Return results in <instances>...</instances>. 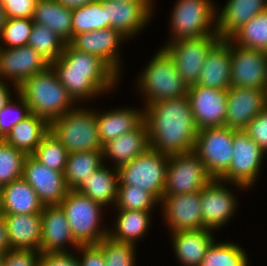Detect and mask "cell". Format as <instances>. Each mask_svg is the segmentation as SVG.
I'll list each match as a JSON object with an SVG mask.
<instances>
[{
  "instance_id": "38",
  "label": "cell",
  "mask_w": 267,
  "mask_h": 266,
  "mask_svg": "<svg viewBox=\"0 0 267 266\" xmlns=\"http://www.w3.org/2000/svg\"><path fill=\"white\" fill-rule=\"evenodd\" d=\"M110 28L106 11L98 0L72 9V37L78 33Z\"/></svg>"
},
{
  "instance_id": "47",
  "label": "cell",
  "mask_w": 267,
  "mask_h": 266,
  "mask_svg": "<svg viewBox=\"0 0 267 266\" xmlns=\"http://www.w3.org/2000/svg\"><path fill=\"white\" fill-rule=\"evenodd\" d=\"M37 0H0L6 18H31Z\"/></svg>"
},
{
  "instance_id": "49",
  "label": "cell",
  "mask_w": 267,
  "mask_h": 266,
  "mask_svg": "<svg viewBox=\"0 0 267 266\" xmlns=\"http://www.w3.org/2000/svg\"><path fill=\"white\" fill-rule=\"evenodd\" d=\"M77 249L82 254V259L78 257L80 266H106L104 255L96 245L79 246Z\"/></svg>"
},
{
  "instance_id": "14",
  "label": "cell",
  "mask_w": 267,
  "mask_h": 266,
  "mask_svg": "<svg viewBox=\"0 0 267 266\" xmlns=\"http://www.w3.org/2000/svg\"><path fill=\"white\" fill-rule=\"evenodd\" d=\"M227 184L220 179H213L200 190L203 229L218 230L235 215L238 199L231 189H227Z\"/></svg>"
},
{
  "instance_id": "33",
  "label": "cell",
  "mask_w": 267,
  "mask_h": 266,
  "mask_svg": "<svg viewBox=\"0 0 267 266\" xmlns=\"http://www.w3.org/2000/svg\"><path fill=\"white\" fill-rule=\"evenodd\" d=\"M115 227L108 230L112 239L136 245V241L146 235L151 224V211L118 210Z\"/></svg>"
},
{
  "instance_id": "8",
  "label": "cell",
  "mask_w": 267,
  "mask_h": 266,
  "mask_svg": "<svg viewBox=\"0 0 267 266\" xmlns=\"http://www.w3.org/2000/svg\"><path fill=\"white\" fill-rule=\"evenodd\" d=\"M169 156L149 148L134 160L117 168L119 185H133L150 192L159 202L166 182Z\"/></svg>"
},
{
  "instance_id": "20",
  "label": "cell",
  "mask_w": 267,
  "mask_h": 266,
  "mask_svg": "<svg viewBox=\"0 0 267 266\" xmlns=\"http://www.w3.org/2000/svg\"><path fill=\"white\" fill-rule=\"evenodd\" d=\"M106 11L110 28L126 39L133 38L152 19L151 12L143 3L130 0H99Z\"/></svg>"
},
{
  "instance_id": "51",
  "label": "cell",
  "mask_w": 267,
  "mask_h": 266,
  "mask_svg": "<svg viewBox=\"0 0 267 266\" xmlns=\"http://www.w3.org/2000/svg\"><path fill=\"white\" fill-rule=\"evenodd\" d=\"M10 86L6 84L5 81L0 80V112L5 107V105L12 99V96L9 90Z\"/></svg>"
},
{
  "instance_id": "5",
  "label": "cell",
  "mask_w": 267,
  "mask_h": 266,
  "mask_svg": "<svg viewBox=\"0 0 267 266\" xmlns=\"http://www.w3.org/2000/svg\"><path fill=\"white\" fill-rule=\"evenodd\" d=\"M69 223L74 240L80 246L96 245L108 235L101 227L103 206L76 190H69L59 203Z\"/></svg>"
},
{
  "instance_id": "13",
  "label": "cell",
  "mask_w": 267,
  "mask_h": 266,
  "mask_svg": "<svg viewBox=\"0 0 267 266\" xmlns=\"http://www.w3.org/2000/svg\"><path fill=\"white\" fill-rule=\"evenodd\" d=\"M231 87L267 90V52L244 48L230 40Z\"/></svg>"
},
{
  "instance_id": "25",
  "label": "cell",
  "mask_w": 267,
  "mask_h": 266,
  "mask_svg": "<svg viewBox=\"0 0 267 266\" xmlns=\"http://www.w3.org/2000/svg\"><path fill=\"white\" fill-rule=\"evenodd\" d=\"M266 9L267 0H228L221 12L217 10L218 36L229 39L239 28Z\"/></svg>"
},
{
  "instance_id": "46",
  "label": "cell",
  "mask_w": 267,
  "mask_h": 266,
  "mask_svg": "<svg viewBox=\"0 0 267 266\" xmlns=\"http://www.w3.org/2000/svg\"><path fill=\"white\" fill-rule=\"evenodd\" d=\"M244 131L267 153V107L247 125Z\"/></svg>"
},
{
  "instance_id": "19",
  "label": "cell",
  "mask_w": 267,
  "mask_h": 266,
  "mask_svg": "<svg viewBox=\"0 0 267 266\" xmlns=\"http://www.w3.org/2000/svg\"><path fill=\"white\" fill-rule=\"evenodd\" d=\"M171 232L196 231L203 229L200 191L162 196L160 203Z\"/></svg>"
},
{
  "instance_id": "3",
  "label": "cell",
  "mask_w": 267,
  "mask_h": 266,
  "mask_svg": "<svg viewBox=\"0 0 267 266\" xmlns=\"http://www.w3.org/2000/svg\"><path fill=\"white\" fill-rule=\"evenodd\" d=\"M18 93L28 104L30 113L49 123L76 107L51 65L25 80Z\"/></svg>"
},
{
  "instance_id": "11",
  "label": "cell",
  "mask_w": 267,
  "mask_h": 266,
  "mask_svg": "<svg viewBox=\"0 0 267 266\" xmlns=\"http://www.w3.org/2000/svg\"><path fill=\"white\" fill-rule=\"evenodd\" d=\"M266 153L244 130L234 129L233 157L228 171L220 180L248 189L255 185Z\"/></svg>"
},
{
  "instance_id": "44",
  "label": "cell",
  "mask_w": 267,
  "mask_h": 266,
  "mask_svg": "<svg viewBox=\"0 0 267 266\" xmlns=\"http://www.w3.org/2000/svg\"><path fill=\"white\" fill-rule=\"evenodd\" d=\"M18 103L13 98L5 105L0 112V139H4L11 128L30 114L29 106L17 92Z\"/></svg>"
},
{
  "instance_id": "10",
  "label": "cell",
  "mask_w": 267,
  "mask_h": 266,
  "mask_svg": "<svg viewBox=\"0 0 267 266\" xmlns=\"http://www.w3.org/2000/svg\"><path fill=\"white\" fill-rule=\"evenodd\" d=\"M213 178L199 156L192 150L169 156L163 196L198 192Z\"/></svg>"
},
{
  "instance_id": "22",
  "label": "cell",
  "mask_w": 267,
  "mask_h": 266,
  "mask_svg": "<svg viewBox=\"0 0 267 266\" xmlns=\"http://www.w3.org/2000/svg\"><path fill=\"white\" fill-rule=\"evenodd\" d=\"M40 252H68L66 244L77 250L80 246L71 233L67 217L59 205L44 206L41 212Z\"/></svg>"
},
{
  "instance_id": "21",
  "label": "cell",
  "mask_w": 267,
  "mask_h": 266,
  "mask_svg": "<svg viewBox=\"0 0 267 266\" xmlns=\"http://www.w3.org/2000/svg\"><path fill=\"white\" fill-rule=\"evenodd\" d=\"M122 40L126 39L117 30L103 28L78 33L68 43L79 51L100 57L120 76L122 62L118 48Z\"/></svg>"
},
{
  "instance_id": "55",
  "label": "cell",
  "mask_w": 267,
  "mask_h": 266,
  "mask_svg": "<svg viewBox=\"0 0 267 266\" xmlns=\"http://www.w3.org/2000/svg\"><path fill=\"white\" fill-rule=\"evenodd\" d=\"M2 212V186H0V215Z\"/></svg>"
},
{
  "instance_id": "42",
  "label": "cell",
  "mask_w": 267,
  "mask_h": 266,
  "mask_svg": "<svg viewBox=\"0 0 267 266\" xmlns=\"http://www.w3.org/2000/svg\"><path fill=\"white\" fill-rule=\"evenodd\" d=\"M96 246L102 251L106 266H134L136 245L104 237Z\"/></svg>"
},
{
  "instance_id": "36",
  "label": "cell",
  "mask_w": 267,
  "mask_h": 266,
  "mask_svg": "<svg viewBox=\"0 0 267 266\" xmlns=\"http://www.w3.org/2000/svg\"><path fill=\"white\" fill-rule=\"evenodd\" d=\"M66 42L49 27L34 23L27 46L32 47L50 64L63 53Z\"/></svg>"
},
{
  "instance_id": "45",
  "label": "cell",
  "mask_w": 267,
  "mask_h": 266,
  "mask_svg": "<svg viewBox=\"0 0 267 266\" xmlns=\"http://www.w3.org/2000/svg\"><path fill=\"white\" fill-rule=\"evenodd\" d=\"M41 252L11 249L3 256V266H41Z\"/></svg>"
},
{
  "instance_id": "28",
  "label": "cell",
  "mask_w": 267,
  "mask_h": 266,
  "mask_svg": "<svg viewBox=\"0 0 267 266\" xmlns=\"http://www.w3.org/2000/svg\"><path fill=\"white\" fill-rule=\"evenodd\" d=\"M99 138L102 145L125 133L136 129L144 121L143 108H116L105 112H96Z\"/></svg>"
},
{
  "instance_id": "18",
  "label": "cell",
  "mask_w": 267,
  "mask_h": 266,
  "mask_svg": "<svg viewBox=\"0 0 267 266\" xmlns=\"http://www.w3.org/2000/svg\"><path fill=\"white\" fill-rule=\"evenodd\" d=\"M267 107V90L230 87L227 90L225 126L244 130Z\"/></svg>"
},
{
  "instance_id": "12",
  "label": "cell",
  "mask_w": 267,
  "mask_h": 266,
  "mask_svg": "<svg viewBox=\"0 0 267 266\" xmlns=\"http://www.w3.org/2000/svg\"><path fill=\"white\" fill-rule=\"evenodd\" d=\"M220 39L218 35L181 39L164 44L163 49L173 59L183 82L191 87L197 84L208 52Z\"/></svg>"
},
{
  "instance_id": "37",
  "label": "cell",
  "mask_w": 267,
  "mask_h": 266,
  "mask_svg": "<svg viewBox=\"0 0 267 266\" xmlns=\"http://www.w3.org/2000/svg\"><path fill=\"white\" fill-rule=\"evenodd\" d=\"M215 242L207 250L200 266H249L242 247L231 242Z\"/></svg>"
},
{
  "instance_id": "34",
  "label": "cell",
  "mask_w": 267,
  "mask_h": 266,
  "mask_svg": "<svg viewBox=\"0 0 267 266\" xmlns=\"http://www.w3.org/2000/svg\"><path fill=\"white\" fill-rule=\"evenodd\" d=\"M103 162L102 150L69 153L64 171L68 189L75 190L92 172L104 165Z\"/></svg>"
},
{
  "instance_id": "48",
  "label": "cell",
  "mask_w": 267,
  "mask_h": 266,
  "mask_svg": "<svg viewBox=\"0 0 267 266\" xmlns=\"http://www.w3.org/2000/svg\"><path fill=\"white\" fill-rule=\"evenodd\" d=\"M41 266H80L78 256L68 252L41 253Z\"/></svg>"
},
{
  "instance_id": "40",
  "label": "cell",
  "mask_w": 267,
  "mask_h": 266,
  "mask_svg": "<svg viewBox=\"0 0 267 266\" xmlns=\"http://www.w3.org/2000/svg\"><path fill=\"white\" fill-rule=\"evenodd\" d=\"M160 202L148 191L133 185H118L117 210L151 211Z\"/></svg>"
},
{
  "instance_id": "52",
  "label": "cell",
  "mask_w": 267,
  "mask_h": 266,
  "mask_svg": "<svg viewBox=\"0 0 267 266\" xmlns=\"http://www.w3.org/2000/svg\"><path fill=\"white\" fill-rule=\"evenodd\" d=\"M60 4L70 8V9H74V8H78L81 7L83 5L89 4V3H93L96 2L98 0H57Z\"/></svg>"
},
{
  "instance_id": "4",
  "label": "cell",
  "mask_w": 267,
  "mask_h": 266,
  "mask_svg": "<svg viewBox=\"0 0 267 266\" xmlns=\"http://www.w3.org/2000/svg\"><path fill=\"white\" fill-rule=\"evenodd\" d=\"M148 63L137 80V88L145 96V105L187 95L188 86L162 47Z\"/></svg>"
},
{
  "instance_id": "27",
  "label": "cell",
  "mask_w": 267,
  "mask_h": 266,
  "mask_svg": "<svg viewBox=\"0 0 267 266\" xmlns=\"http://www.w3.org/2000/svg\"><path fill=\"white\" fill-rule=\"evenodd\" d=\"M212 232L208 229L171 232V243L178 261L183 266H200L207 250L215 241Z\"/></svg>"
},
{
  "instance_id": "2",
  "label": "cell",
  "mask_w": 267,
  "mask_h": 266,
  "mask_svg": "<svg viewBox=\"0 0 267 266\" xmlns=\"http://www.w3.org/2000/svg\"><path fill=\"white\" fill-rule=\"evenodd\" d=\"M51 66L75 103L110 92L120 78L100 57L79 51L69 43Z\"/></svg>"
},
{
  "instance_id": "9",
  "label": "cell",
  "mask_w": 267,
  "mask_h": 266,
  "mask_svg": "<svg viewBox=\"0 0 267 266\" xmlns=\"http://www.w3.org/2000/svg\"><path fill=\"white\" fill-rule=\"evenodd\" d=\"M233 138L234 129L226 126L198 130L193 151L199 156L213 179H220L230 167Z\"/></svg>"
},
{
  "instance_id": "50",
  "label": "cell",
  "mask_w": 267,
  "mask_h": 266,
  "mask_svg": "<svg viewBox=\"0 0 267 266\" xmlns=\"http://www.w3.org/2000/svg\"><path fill=\"white\" fill-rule=\"evenodd\" d=\"M9 250H11V246L8 239L5 220L3 216L0 215V253L5 254Z\"/></svg>"
},
{
  "instance_id": "17",
  "label": "cell",
  "mask_w": 267,
  "mask_h": 266,
  "mask_svg": "<svg viewBox=\"0 0 267 266\" xmlns=\"http://www.w3.org/2000/svg\"><path fill=\"white\" fill-rule=\"evenodd\" d=\"M187 97L198 129L225 126L227 90L193 85Z\"/></svg>"
},
{
  "instance_id": "39",
  "label": "cell",
  "mask_w": 267,
  "mask_h": 266,
  "mask_svg": "<svg viewBox=\"0 0 267 266\" xmlns=\"http://www.w3.org/2000/svg\"><path fill=\"white\" fill-rule=\"evenodd\" d=\"M68 154V150L62 145L58 138L49 131L37 146L32 156L50 169L64 172Z\"/></svg>"
},
{
  "instance_id": "7",
  "label": "cell",
  "mask_w": 267,
  "mask_h": 266,
  "mask_svg": "<svg viewBox=\"0 0 267 266\" xmlns=\"http://www.w3.org/2000/svg\"><path fill=\"white\" fill-rule=\"evenodd\" d=\"M212 0H177L171 14L172 41L217 34V7Z\"/></svg>"
},
{
  "instance_id": "32",
  "label": "cell",
  "mask_w": 267,
  "mask_h": 266,
  "mask_svg": "<svg viewBox=\"0 0 267 266\" xmlns=\"http://www.w3.org/2000/svg\"><path fill=\"white\" fill-rule=\"evenodd\" d=\"M32 20L49 27L66 43L72 39V9L57 0H37Z\"/></svg>"
},
{
  "instance_id": "35",
  "label": "cell",
  "mask_w": 267,
  "mask_h": 266,
  "mask_svg": "<svg viewBox=\"0 0 267 266\" xmlns=\"http://www.w3.org/2000/svg\"><path fill=\"white\" fill-rule=\"evenodd\" d=\"M229 39L241 47L267 52V9L254 16Z\"/></svg>"
},
{
  "instance_id": "41",
  "label": "cell",
  "mask_w": 267,
  "mask_h": 266,
  "mask_svg": "<svg viewBox=\"0 0 267 266\" xmlns=\"http://www.w3.org/2000/svg\"><path fill=\"white\" fill-rule=\"evenodd\" d=\"M26 156L23 151L0 139V186L22 178Z\"/></svg>"
},
{
  "instance_id": "56",
  "label": "cell",
  "mask_w": 267,
  "mask_h": 266,
  "mask_svg": "<svg viewBox=\"0 0 267 266\" xmlns=\"http://www.w3.org/2000/svg\"><path fill=\"white\" fill-rule=\"evenodd\" d=\"M3 256L4 254L0 253V266H3Z\"/></svg>"
},
{
  "instance_id": "26",
  "label": "cell",
  "mask_w": 267,
  "mask_h": 266,
  "mask_svg": "<svg viewBox=\"0 0 267 266\" xmlns=\"http://www.w3.org/2000/svg\"><path fill=\"white\" fill-rule=\"evenodd\" d=\"M2 216L11 249L40 251L41 213Z\"/></svg>"
},
{
  "instance_id": "15",
  "label": "cell",
  "mask_w": 267,
  "mask_h": 266,
  "mask_svg": "<svg viewBox=\"0 0 267 266\" xmlns=\"http://www.w3.org/2000/svg\"><path fill=\"white\" fill-rule=\"evenodd\" d=\"M22 178L34 189L44 206L59 205L69 191L64 172L50 169L32 155H27L24 160Z\"/></svg>"
},
{
  "instance_id": "23",
  "label": "cell",
  "mask_w": 267,
  "mask_h": 266,
  "mask_svg": "<svg viewBox=\"0 0 267 266\" xmlns=\"http://www.w3.org/2000/svg\"><path fill=\"white\" fill-rule=\"evenodd\" d=\"M196 85L221 90L231 87L230 39H220L210 49Z\"/></svg>"
},
{
  "instance_id": "16",
  "label": "cell",
  "mask_w": 267,
  "mask_h": 266,
  "mask_svg": "<svg viewBox=\"0 0 267 266\" xmlns=\"http://www.w3.org/2000/svg\"><path fill=\"white\" fill-rule=\"evenodd\" d=\"M50 65L32 47L0 48V80H11L15 93L25 80Z\"/></svg>"
},
{
  "instance_id": "30",
  "label": "cell",
  "mask_w": 267,
  "mask_h": 266,
  "mask_svg": "<svg viewBox=\"0 0 267 266\" xmlns=\"http://www.w3.org/2000/svg\"><path fill=\"white\" fill-rule=\"evenodd\" d=\"M102 165L92 172L89 178L85 179L75 190L91 198L103 207L109 204L115 206L119 185L117 168ZM109 168V169H108Z\"/></svg>"
},
{
  "instance_id": "31",
  "label": "cell",
  "mask_w": 267,
  "mask_h": 266,
  "mask_svg": "<svg viewBox=\"0 0 267 266\" xmlns=\"http://www.w3.org/2000/svg\"><path fill=\"white\" fill-rule=\"evenodd\" d=\"M49 131L50 123L46 119L30 113L13 126L3 140L26 155H32Z\"/></svg>"
},
{
  "instance_id": "54",
  "label": "cell",
  "mask_w": 267,
  "mask_h": 266,
  "mask_svg": "<svg viewBox=\"0 0 267 266\" xmlns=\"http://www.w3.org/2000/svg\"><path fill=\"white\" fill-rule=\"evenodd\" d=\"M130 1L143 3L151 12L153 10L152 7H154L152 4L154 0H130Z\"/></svg>"
},
{
  "instance_id": "43",
  "label": "cell",
  "mask_w": 267,
  "mask_h": 266,
  "mask_svg": "<svg viewBox=\"0 0 267 266\" xmlns=\"http://www.w3.org/2000/svg\"><path fill=\"white\" fill-rule=\"evenodd\" d=\"M34 22L31 18H6L0 31V48L27 46Z\"/></svg>"
},
{
  "instance_id": "53",
  "label": "cell",
  "mask_w": 267,
  "mask_h": 266,
  "mask_svg": "<svg viewBox=\"0 0 267 266\" xmlns=\"http://www.w3.org/2000/svg\"><path fill=\"white\" fill-rule=\"evenodd\" d=\"M5 21H6V15H5V12H4V7L0 2V31H1Z\"/></svg>"
},
{
  "instance_id": "1",
  "label": "cell",
  "mask_w": 267,
  "mask_h": 266,
  "mask_svg": "<svg viewBox=\"0 0 267 266\" xmlns=\"http://www.w3.org/2000/svg\"><path fill=\"white\" fill-rule=\"evenodd\" d=\"M150 148L168 156L194 149L198 128L187 95L145 105Z\"/></svg>"
},
{
  "instance_id": "24",
  "label": "cell",
  "mask_w": 267,
  "mask_h": 266,
  "mask_svg": "<svg viewBox=\"0 0 267 266\" xmlns=\"http://www.w3.org/2000/svg\"><path fill=\"white\" fill-rule=\"evenodd\" d=\"M150 148L147 126L144 121L131 132L103 145V159L114 161L115 168L129 163Z\"/></svg>"
},
{
  "instance_id": "6",
  "label": "cell",
  "mask_w": 267,
  "mask_h": 266,
  "mask_svg": "<svg viewBox=\"0 0 267 266\" xmlns=\"http://www.w3.org/2000/svg\"><path fill=\"white\" fill-rule=\"evenodd\" d=\"M55 135L68 153L103 150L96 121V110L75 107L50 122Z\"/></svg>"
},
{
  "instance_id": "29",
  "label": "cell",
  "mask_w": 267,
  "mask_h": 266,
  "mask_svg": "<svg viewBox=\"0 0 267 266\" xmlns=\"http://www.w3.org/2000/svg\"><path fill=\"white\" fill-rule=\"evenodd\" d=\"M43 207L37 193L23 178L2 186L1 215L41 213Z\"/></svg>"
}]
</instances>
